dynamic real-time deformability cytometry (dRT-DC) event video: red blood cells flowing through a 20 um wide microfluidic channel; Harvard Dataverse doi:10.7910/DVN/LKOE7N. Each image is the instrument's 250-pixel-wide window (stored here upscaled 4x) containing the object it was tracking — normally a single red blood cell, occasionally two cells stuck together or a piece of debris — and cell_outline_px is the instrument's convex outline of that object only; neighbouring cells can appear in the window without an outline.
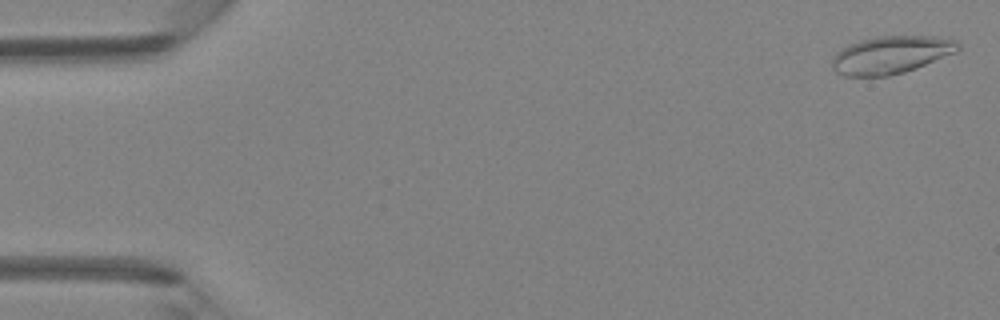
{"species": "Egyptian fruit bat (a non-hibernating species)", "species_latin": "Rousettus aegyptiacus", "temperature_condition": "room temperature", "stored_images_in_passage": 5, "camera_frame_rate_fps": 3000, "um_per_image_px": 0.085, "animal": {"sex": "female"}, "frame": {"image": 1, "passage_image": 1, "time_ms": 0.0, "image_size_px": [1000, 320], "cell_outline_px": [[960, 48], [956, 52], [904, 72], [888, 76], [844, 76], [836, 72], [832, 68], [832, 56], [844, 48], [860, 40], [880, 36], [936, 36], [956, 40], [960, 44]], "centroid_in_image_um": [75.74, 4.66], "position_along_channel_um": 9.3, "area_um2": 27.4}}